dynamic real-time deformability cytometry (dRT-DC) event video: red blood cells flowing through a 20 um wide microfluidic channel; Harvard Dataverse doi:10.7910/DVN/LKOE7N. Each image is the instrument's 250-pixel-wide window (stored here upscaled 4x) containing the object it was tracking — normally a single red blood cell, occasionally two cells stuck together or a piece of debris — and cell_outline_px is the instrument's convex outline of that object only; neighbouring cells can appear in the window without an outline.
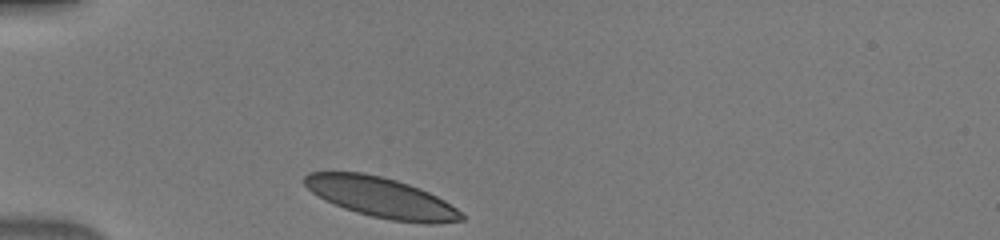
{"species": "human", "species_latin": "Homo sapiens", "temperature_condition": "warm", "stored_images_in_passage": 30, "camera_frame_rate_fps": 3000, "um_per_image_px": 0.085, "donor": {"sex": "male"}, "frame": {"image": 1, "passage_image": 1, "time_ms": 0.0, "image_size_px": [1000, 240], "cell_outline_px": [[464, 220], [432, 224], [424, 224], [392, 220], [372, 216], [356, 212], [344, 208], [324, 200], [312, 192], [304, 184], [304, 176], [308, 172], [364, 172], [396, 180], [408, 184], [428, 192], [444, 200], [456, 208], [464, 216]], "centroid_in_image_um": [32.39, 16.79], "position_along_channel_um": 52.6, "area_um2": 36.53}}
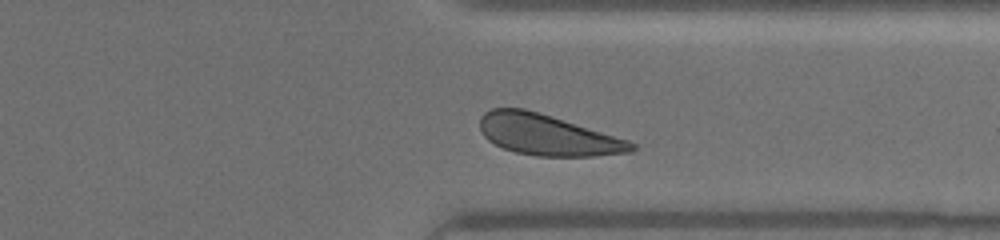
{"frame": {"image": 2, "passage_image": 26, "time_ms": 8.333, "image_size_px": [1000, 240], "cell_outline_px": [[636, 148], [632, 152], [592, 156], [536, 156], [516, 152], [504, 148], [488, 140], [484, 136], [480, 128], [480, 116], [484, 112], [492, 108], [524, 108], [628, 140], [636, 144]], "centroid_in_image_um": [46.51, 11.47], "position_along_channel_um": 364.9, "area_um2": 35.66}}
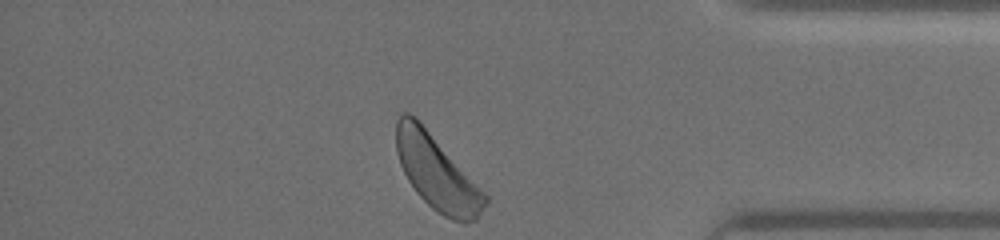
{"frame": {"image": 3, "passage_image": 30, "time_ms": 9.667, "image_size_px": [1000, 240], "cell_outline_px": [[488, 204], [476, 220], [464, 224], [452, 220], [444, 216], [432, 208], [416, 192], [408, 180], [400, 164], [396, 152], [396, 120], [400, 112], [408, 112], [416, 116], [488, 196]], "centroid_in_image_um": [37.13, 14.67], "position_along_channel_um": 398.1, "area_um2": 38.67}}